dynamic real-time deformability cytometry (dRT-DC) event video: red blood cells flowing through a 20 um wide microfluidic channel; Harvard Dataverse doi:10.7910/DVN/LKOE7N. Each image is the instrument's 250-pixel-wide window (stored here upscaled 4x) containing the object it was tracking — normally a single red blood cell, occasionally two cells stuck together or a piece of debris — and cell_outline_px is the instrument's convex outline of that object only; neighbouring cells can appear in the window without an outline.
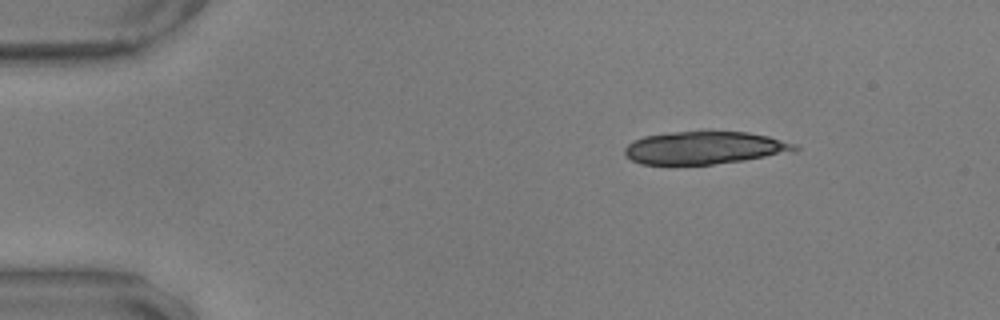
{"species": "common noctule bat (a hibernating species)", "species_latin": "Nyctalus noctula", "temperature_condition": "warm", "stored_images_in_passage": 6, "camera_frame_rate_fps": 3000, "um_per_image_px": 0.085, "animal": {"sex": "male", "body_mass_g": 17.9, "forearm_length_mm": 54.2}, "frame": {"image": 1, "passage_image": 1, "time_ms": 0.0, "image_size_px": [1000, 320], "cell_outline_px": [[800, 148], [796, 152], [744, 160], [712, 164], [640, 164], [624, 156], [624, 148], [628, 144], [644, 136], [668, 132], [748, 132], [768, 136], [796, 144]], "centroid_in_image_um": [59.91, 12.57], "position_along_channel_um": 25.1, "area_um2": 32.37}}